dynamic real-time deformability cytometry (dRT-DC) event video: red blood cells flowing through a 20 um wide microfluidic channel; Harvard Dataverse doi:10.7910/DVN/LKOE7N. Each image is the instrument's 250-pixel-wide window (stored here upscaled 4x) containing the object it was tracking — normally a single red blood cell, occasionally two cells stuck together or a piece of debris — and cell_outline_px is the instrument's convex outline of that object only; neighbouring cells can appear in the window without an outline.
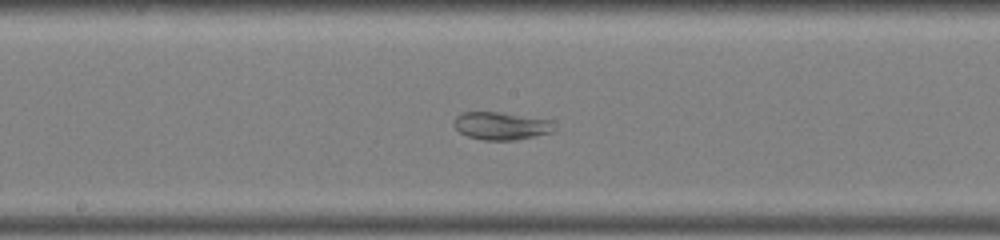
{"species": "common noctule bat (a hibernating species)", "species_latin": "Nyctalus noctula", "temperature_condition": "warm", "stored_images_in_passage": 51, "segment_of_instrument_passage": [2, 2], "camera_frame_rate_fps": 3000, "um_per_image_px": 0.085, "animal": {"sex": "male", "body_mass_g": 19.0, "forearm_length_mm": 50.8}, "frame": {"image": 1, "passage_image": 27, "time_ms": 8.667, "image_size_px": [1000, 240], "cell_outline_px": [[556, 128], [552, 132], [516, 140], [484, 140], [468, 136], [460, 132], [452, 124], [452, 120], [456, 116], [464, 112], [500, 112], [556, 120]], "centroid_in_image_um": [42.65, 10.69], "position_along_channel_um": 205.6, "area_um2": 16.53}}
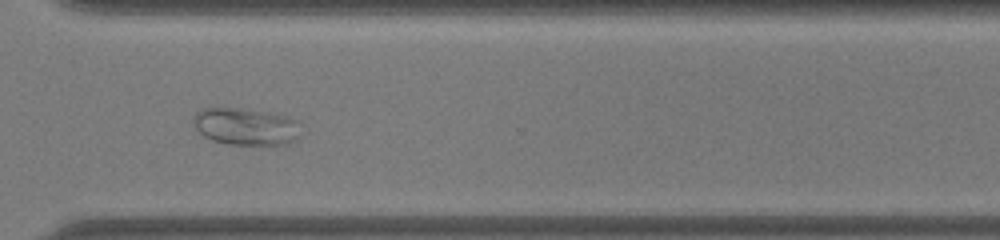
{"frame": {"image": 2, "passage_image": 38, "time_ms": 12.333, "image_size_px": [1000, 240], "cell_outline_px": [[300, 136], [288, 144], [228, 144], [212, 140], [204, 136], [196, 128], [192, 120], [192, 116], [200, 108], [236, 108], [264, 112], [288, 116], [300, 120]], "centroid_in_image_um": [20.91, 10.75], "position_along_channel_um": 349.7, "area_um2": 23.35}}
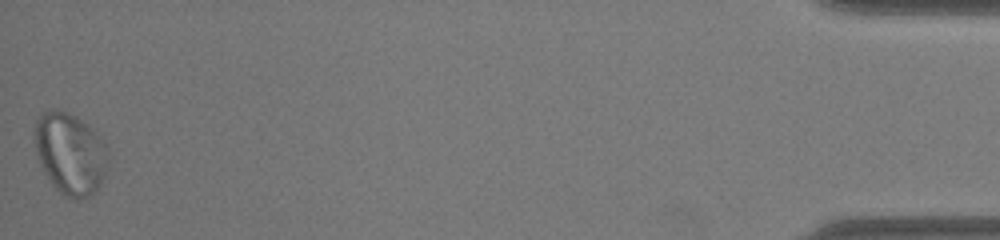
{"frame": {"image": 3, "passage_image": 51, "time_ms": 16.667, "image_size_px": [1000, 240], "cell_outline_px": [[108, 164], [104, 176], [100, 184], [88, 196], [76, 200], [64, 196], [52, 184], [40, 164], [36, 152], [36, 120], [44, 112], [52, 108], [56, 108], [76, 116], [88, 124], [92, 128], [104, 144], [108, 156]], "centroid_in_image_um": [5.97, 13.04], "position_along_channel_um": 429.2, "area_um2": 34.51}}